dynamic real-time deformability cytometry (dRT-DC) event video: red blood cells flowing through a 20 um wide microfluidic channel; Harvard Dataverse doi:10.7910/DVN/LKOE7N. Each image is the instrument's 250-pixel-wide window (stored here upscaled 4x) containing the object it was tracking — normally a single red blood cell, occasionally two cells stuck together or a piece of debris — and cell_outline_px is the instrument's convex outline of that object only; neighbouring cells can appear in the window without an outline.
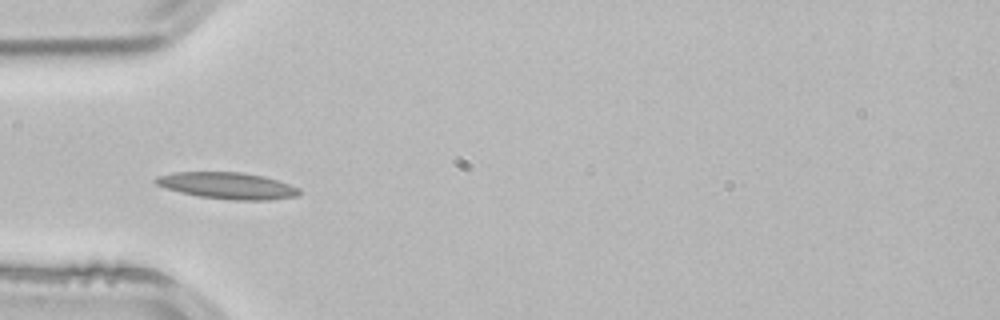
{"species": "common noctule bat (a hibernating species)", "species_latin": "Nyctalus noctula", "temperature_condition": "room temperature", "stored_images_in_passage": 3, "camera_frame_rate_fps": 3000, "um_per_image_px": 0.085, "animal": {"sex": "male", "body_mass_g": 21.5, "forearm_length_mm": 52.0}, "frame": {"image": 1, "passage_image": 3, "time_ms": 0.667, "image_size_px": [1000, 320], "cell_outline_px": [[300, 196], [268, 200], [232, 200], [200, 196], [180, 192], [164, 188], [156, 184], [152, 180], [156, 176], [176, 172], [240, 172], [264, 176], [300, 188]], "centroid_in_image_um": [19.32, 15.78], "position_along_channel_um": 65.7, "area_um2": 22.25}}